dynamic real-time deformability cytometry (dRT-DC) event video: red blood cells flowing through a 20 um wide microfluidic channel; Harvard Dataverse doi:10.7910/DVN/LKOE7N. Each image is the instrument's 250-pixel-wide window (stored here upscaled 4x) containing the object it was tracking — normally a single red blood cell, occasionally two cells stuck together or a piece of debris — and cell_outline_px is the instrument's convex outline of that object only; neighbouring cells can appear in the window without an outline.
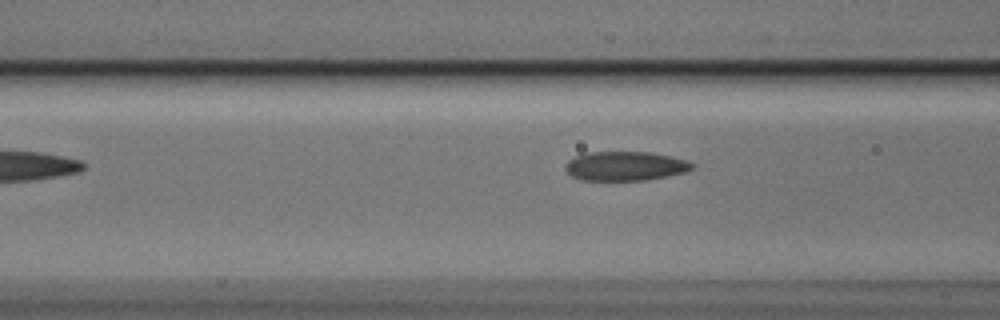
{"species": "Egyptian fruit bat (a non-hibernating species)", "species_latin": "Rousettus aegyptiacus", "temperature_condition": "cold", "stored_images_in_passage": 7, "camera_frame_rate_fps": 3000, "um_per_image_px": 0.085, "animal": {"sex": "male"}, "frame": {"image": 1, "passage_image": 7, "time_ms": 2.0, "image_size_px": [1000, 320], "cell_outline_px": [[696, 168], [684, 172], [668, 176], [644, 180], [580, 180], [572, 176], [564, 168], [564, 164], [568, 160], [576, 156], [588, 152], [648, 152], [668, 156], [684, 160], [696, 164]], "centroid_in_image_um": [53.13, 14.12], "position_along_channel_um": 113.5, "area_um2": 21.56}}